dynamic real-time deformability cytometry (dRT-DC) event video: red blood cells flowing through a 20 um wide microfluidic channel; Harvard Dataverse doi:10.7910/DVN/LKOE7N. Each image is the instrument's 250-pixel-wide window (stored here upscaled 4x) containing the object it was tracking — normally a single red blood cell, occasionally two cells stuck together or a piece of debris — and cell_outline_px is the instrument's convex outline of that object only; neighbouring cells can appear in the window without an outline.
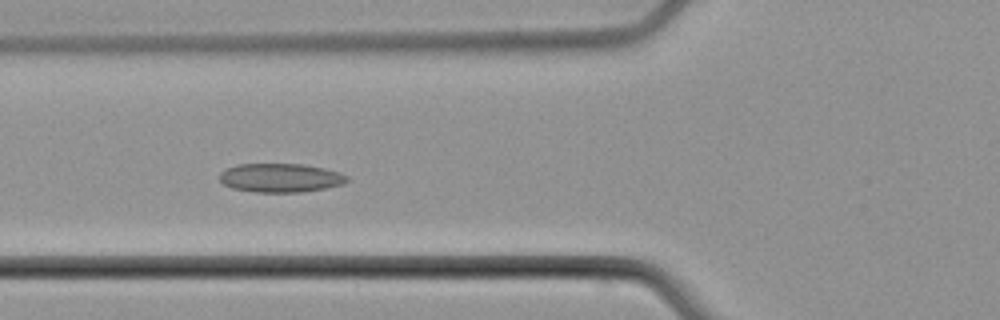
{"species": "common noctule bat (a hibernating species)", "species_latin": "Nyctalus noctula", "temperature_condition": "cold", "stored_images_in_passage": 9, "camera_frame_rate_fps": 3000, "um_per_image_px": 0.085, "animal": {"sex": "male", "body_mass_g": 21.5, "forearm_length_mm": 52.0}, "frame": {"image": 1, "passage_image": 6, "time_ms": 7.0, "image_size_px": [1000, 320], "cell_outline_px": [[348, 180], [344, 184], [324, 188], [300, 192], [256, 192], [232, 188], [224, 184], [220, 180], [220, 172], [224, 168], [236, 164], [304, 164], [324, 168], [340, 172], [348, 176]], "centroid_in_image_um": [23.83, 15.1], "position_along_channel_um": 102.0, "area_um2": 21.5}}
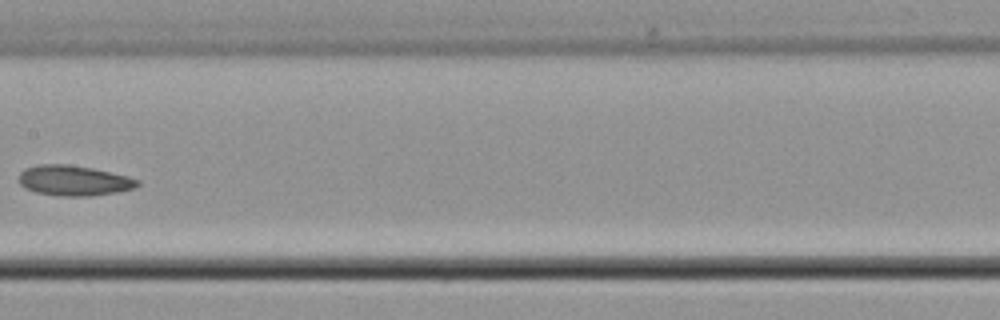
{"frame": {"image": 2, "passage_image": 8, "time_ms": 9.667, "image_size_px": [1000, 320], "cell_outline_px": [[140, 184], [132, 188], [116, 192], [92, 196], [56, 196], [36, 192], [24, 188], [20, 184], [20, 172], [24, 168], [36, 164], [64, 164], [92, 168], [128, 176], [140, 180]], "centroid_in_image_um": [6.25, 15.35], "position_along_channel_um": 201.2, "area_um2": 20.98}}
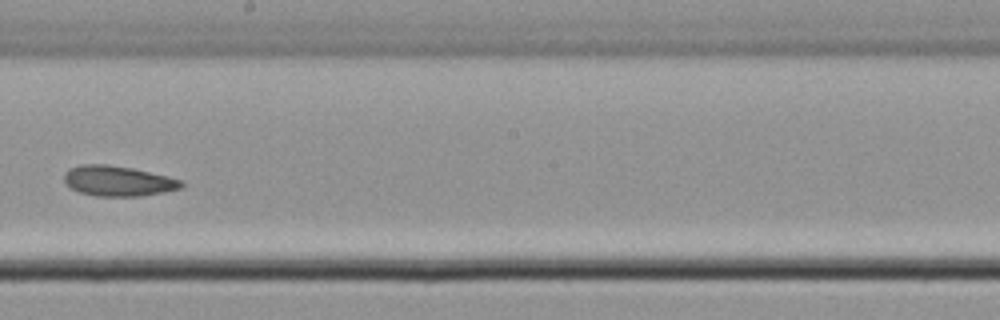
{"frame": {"image": 3, "passage_image": 9, "time_ms": 10.667, "image_size_px": [1000, 320], "cell_outline_px": [[184, 184], [180, 188], [164, 192], [140, 196], [96, 196], [80, 192], [72, 188], [64, 180], [64, 172], [68, 168], [80, 164], [108, 164], [132, 168], [168, 176], [184, 180]], "centroid_in_image_um": [10.04, 15.37], "position_along_channel_um": 238.2, "area_um2": 20.75}}